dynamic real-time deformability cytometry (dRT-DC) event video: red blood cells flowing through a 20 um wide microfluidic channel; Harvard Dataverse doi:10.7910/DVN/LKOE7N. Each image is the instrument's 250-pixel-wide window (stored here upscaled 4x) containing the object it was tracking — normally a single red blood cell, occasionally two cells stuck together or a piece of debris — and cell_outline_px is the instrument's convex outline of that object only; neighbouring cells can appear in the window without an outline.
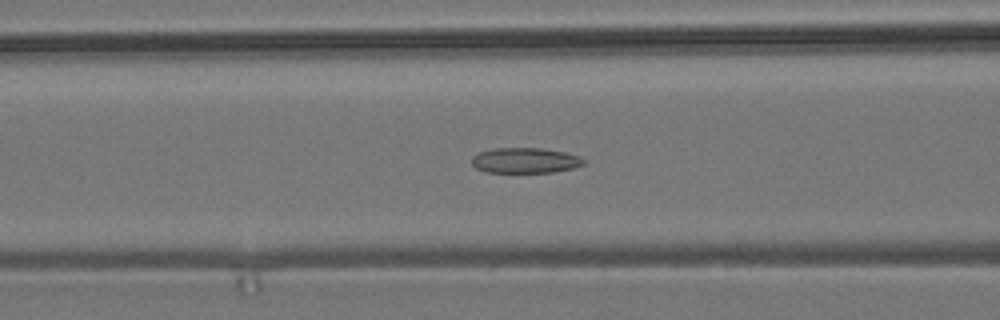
{"species": "common noctule bat (a hibernating species)", "species_latin": "Nyctalus noctula", "temperature_condition": "room temperature", "stored_images_in_passage": 55, "segment_of_instrument_passage": [1, 2], "camera_frame_rate_fps": 3000, "um_per_image_px": 0.085, "animal": {"sex": "male", "body_mass_g": 19.2, "forearm_length_mm": 51.8}, "frame": {"image": 1, "passage_image": 21, "time_ms": 6.667, "image_size_px": [1000, 320], "cell_outline_px": [[588, 160], [584, 164], [572, 168], [552, 172], [484, 172], [476, 168], [472, 164], [472, 156], [480, 152], [492, 148], [540, 148], [564, 152], [580, 156]], "centroid_in_image_um": [44.64, 13.63], "position_along_channel_um": 122.0, "area_um2": 16.59}}
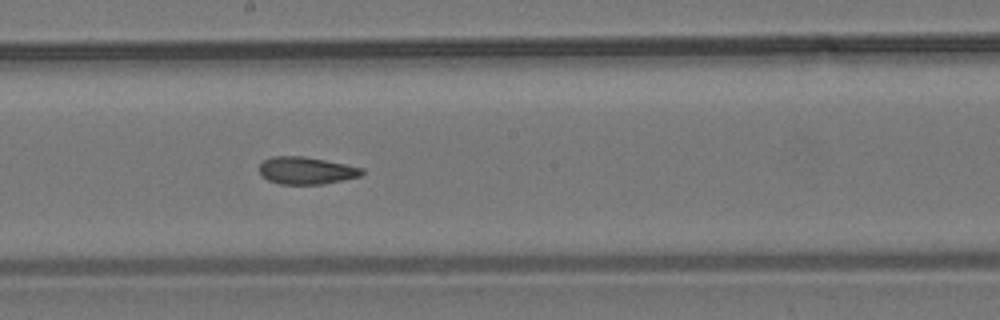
{"frame": {"image": 2, "passage_image": 29, "time_ms": 9.333, "image_size_px": [1000, 320], "cell_outline_px": [[364, 172], [360, 176], [324, 184], [280, 184], [268, 180], [260, 172], [260, 164], [264, 160], [272, 156], [304, 156], [348, 164], [364, 168]], "centroid_in_image_um": [26.07, 14.49], "position_along_channel_um": 222.1, "area_um2": 16.36}}
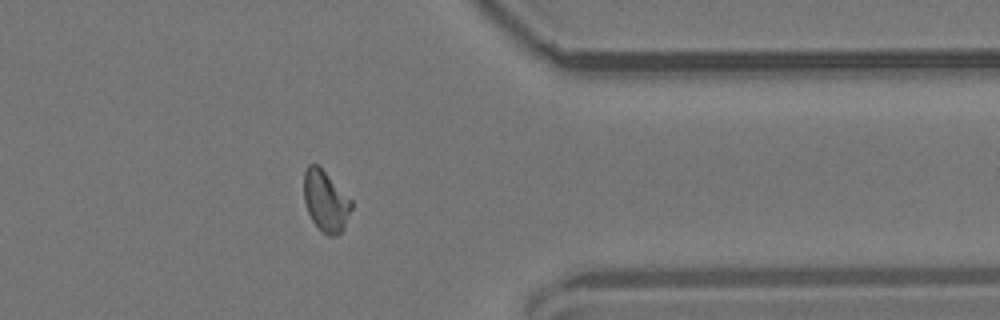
{"frame": {"image": 3, "passage_image": 43, "time_ms": 14.0, "image_size_px": [1000, 320], "cell_outline_px": [[352, 208], [344, 228], [336, 236], [328, 236], [312, 220], [308, 212], [304, 200], [304, 172], [308, 164], [316, 164], [352, 200]], "centroid_in_image_um": [27.68, 17.1], "position_along_channel_um": 383.7, "area_um2": 16.53}}